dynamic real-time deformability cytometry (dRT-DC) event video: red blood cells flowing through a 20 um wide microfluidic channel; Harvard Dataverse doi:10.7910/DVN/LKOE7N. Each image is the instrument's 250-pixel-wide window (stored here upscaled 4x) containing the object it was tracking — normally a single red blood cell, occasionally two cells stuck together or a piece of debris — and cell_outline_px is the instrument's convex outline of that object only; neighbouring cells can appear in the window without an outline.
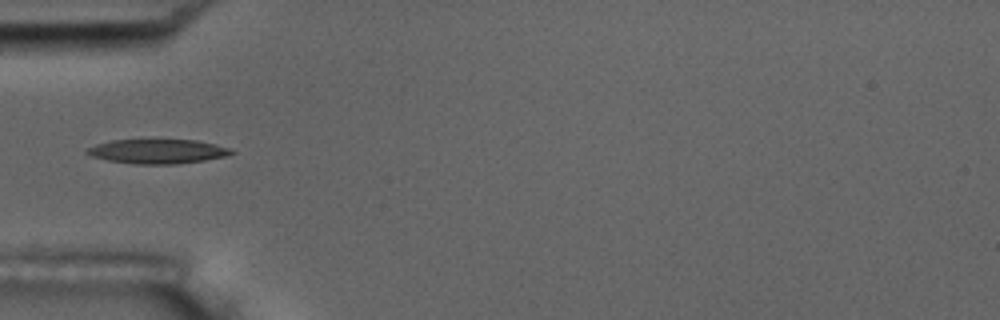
{"species": "common noctule bat (a hibernating species)", "species_latin": "Nyctalus noctula", "temperature_condition": "room temperature", "stored_images_in_passage": 1, "camera_frame_rate_fps": 3000, "um_per_image_px": 0.085, "animal": {"sex": "male", "body_mass_g": 17.5, "forearm_length_mm": 52.3}, "frame": {"image": 1, "passage_image": 1, "time_ms": 0.0, "image_size_px": [1000, 320], "cell_outline_px": [[236, 152], [224, 156], [204, 160], [176, 164], [136, 164], [108, 160], [92, 156], [84, 152], [84, 148], [96, 144], [112, 140], [196, 140], [216, 144], [232, 148]], "centroid_in_image_um": [13.38, 12.86], "position_along_channel_um": 71.6, "area_um2": 20.52}}